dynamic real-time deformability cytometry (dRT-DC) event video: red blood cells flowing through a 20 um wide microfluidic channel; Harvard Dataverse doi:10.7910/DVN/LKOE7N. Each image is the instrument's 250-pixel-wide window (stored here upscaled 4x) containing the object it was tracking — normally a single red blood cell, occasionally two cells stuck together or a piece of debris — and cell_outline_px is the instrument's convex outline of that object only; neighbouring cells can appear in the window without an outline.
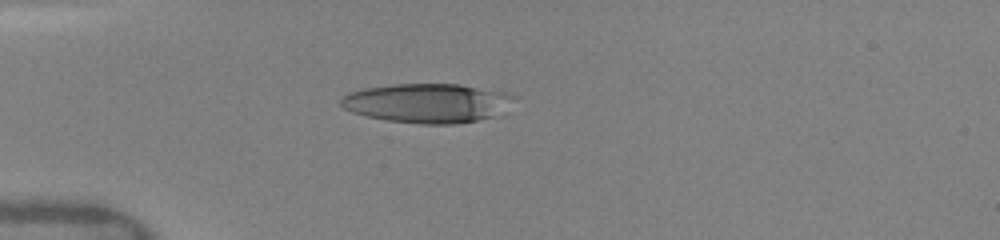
{"species": "human", "species_latin": "Homo sapiens", "temperature_condition": "warm", "stored_images_in_passage": 8, "camera_frame_rate_fps": 3000, "um_per_image_px": 0.085, "donor": {"sex": "female"}, "frame": {"image": 1, "passage_image": 6, "time_ms": 3.667, "image_size_px": [1000, 240], "cell_outline_px": [[512, 96], [492, 116], [476, 120], [456, 124], [420, 124], [388, 120], [368, 116], [352, 112], [344, 108], [340, 104], [340, 100], [344, 96], [352, 92], [364, 88], [396, 84], [460, 84], [508, 92]], "centroid_in_image_um": [36.22, 8.75], "position_along_channel_um": 48.8, "area_um2": 38.67}}
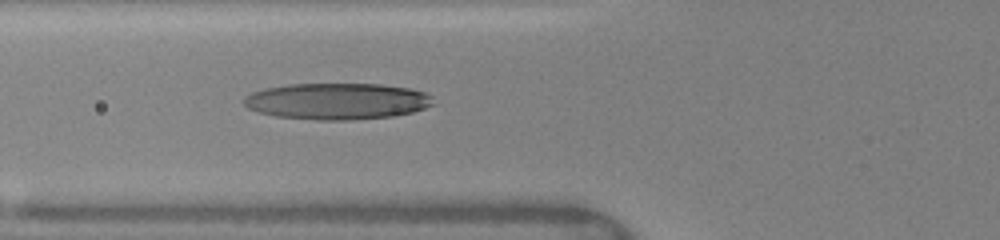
{"frame": {"image": 2, "passage_image": 8, "time_ms": 5.333, "image_size_px": [1000, 240], "cell_outline_px": [[436, 104], [412, 112], [392, 116], [348, 120], [316, 120], [276, 116], [260, 112], [248, 108], [244, 104], [244, 96], [252, 92], [264, 88], [288, 84], [380, 84], [408, 88], [428, 92], [432, 96]], "centroid_in_image_um": [28.68, 8.6], "position_along_channel_um": 97.1, "area_um2": 40.34}}